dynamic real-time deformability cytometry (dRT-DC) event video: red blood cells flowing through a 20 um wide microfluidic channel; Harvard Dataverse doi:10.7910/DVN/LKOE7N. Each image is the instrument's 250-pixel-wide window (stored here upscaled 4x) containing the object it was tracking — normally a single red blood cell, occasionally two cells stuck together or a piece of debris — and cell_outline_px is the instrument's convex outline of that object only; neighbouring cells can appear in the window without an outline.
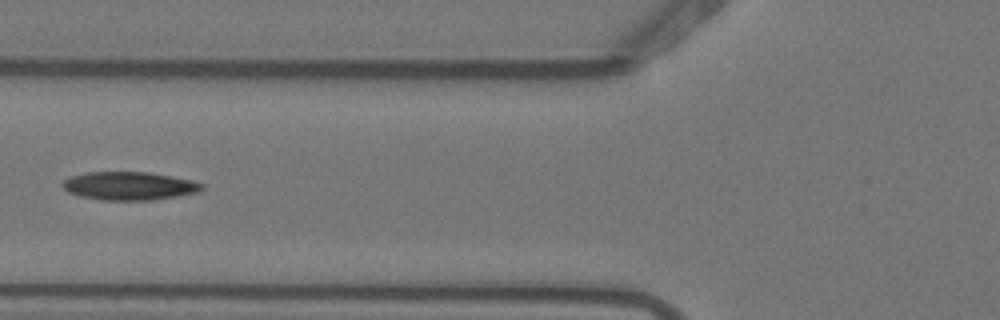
{"species": "Egyptian fruit bat (a non-hibernating species)", "species_latin": "Rousettus aegyptiacus", "temperature_condition": "warm", "stored_images_in_passage": 3, "camera_frame_rate_fps": 3000, "um_per_image_px": 0.085, "animal": {"sex": "female"}, "frame": {"image": 1, "passage_image": 3, "time_ms": 0.667, "image_size_px": [1000, 320], "cell_outline_px": [[204, 188], [200, 192], [180, 196], [152, 200], [100, 200], [80, 196], [68, 192], [60, 184], [64, 180], [72, 176], [88, 172], [148, 172], [172, 176], [192, 180], [204, 184]], "centroid_in_image_um": [11.02, 15.81], "position_along_channel_um": 114.8, "area_um2": 23.12}}